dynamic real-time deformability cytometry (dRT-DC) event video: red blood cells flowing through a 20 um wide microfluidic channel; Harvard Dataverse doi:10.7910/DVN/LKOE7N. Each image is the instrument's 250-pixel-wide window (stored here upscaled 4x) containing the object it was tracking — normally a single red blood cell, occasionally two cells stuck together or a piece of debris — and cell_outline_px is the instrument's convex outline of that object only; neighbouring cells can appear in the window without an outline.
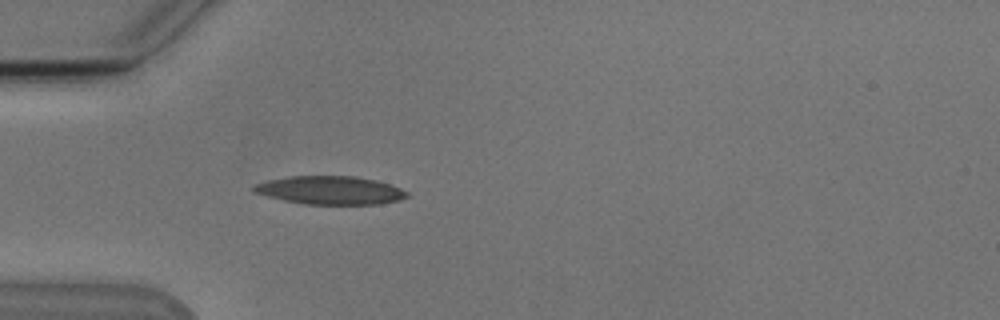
{"species": "Egyptian fruit bat (a non-hibernating species)", "species_latin": "Rousettus aegyptiacus", "temperature_condition": "cold", "stored_images_in_passage": 3, "camera_frame_rate_fps": 3000, "um_per_image_px": 0.085, "animal": {"sex": "male"}, "frame": {"image": 1, "passage_image": 3, "time_ms": 2.333, "image_size_px": [1000, 320], "cell_outline_px": [[408, 196], [400, 200], [380, 204], [304, 204], [284, 200], [252, 192], [252, 188], [256, 184], [268, 180], [288, 176], [352, 176], [376, 180], [400, 188], [408, 192]], "centroid_in_image_um": [28.06, 16.17], "position_along_channel_um": 56.9, "area_um2": 25.14}}